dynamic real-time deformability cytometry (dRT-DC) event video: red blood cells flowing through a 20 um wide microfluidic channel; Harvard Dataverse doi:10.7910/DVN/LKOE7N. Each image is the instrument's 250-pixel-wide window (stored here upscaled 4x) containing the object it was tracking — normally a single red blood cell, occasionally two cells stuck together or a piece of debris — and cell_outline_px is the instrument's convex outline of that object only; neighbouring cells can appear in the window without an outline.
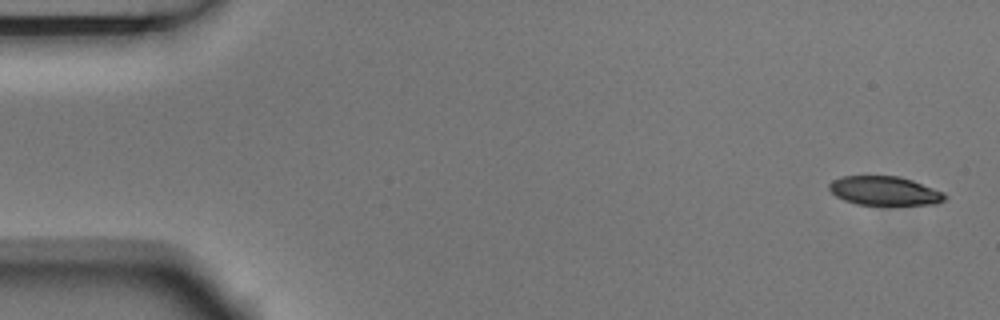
{"species": "Egyptian fruit bat (a non-hibernating species)", "species_latin": "Rousettus aegyptiacus", "temperature_condition": "room temperature", "stored_images_in_passage": 4, "camera_frame_rate_fps": 3000, "um_per_image_px": 0.085, "animal": {"sex": "male"}, "frame": {"image": 1, "passage_image": 1, "time_ms": 0.0, "image_size_px": [1000, 320], "cell_outline_px": [[948, 196], [944, 200], [936, 204], [856, 204], [844, 200], [836, 196], [828, 188], [828, 184], [832, 180], [844, 176], [900, 176], [912, 180], [944, 192]], "centroid_in_image_um": [75.18, 16.21], "position_along_channel_um": 9.8, "area_um2": 19.42}}
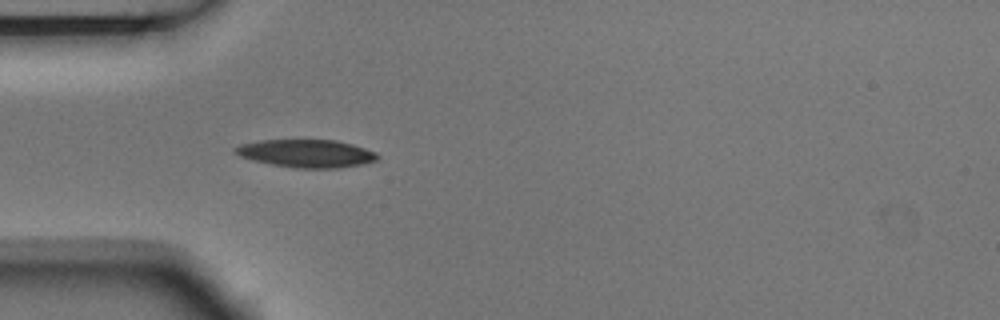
{"frame": {"image": 2, "passage_image": 4, "time_ms": 1.0, "image_size_px": [1000, 320], "cell_outline_px": [[380, 156], [376, 160], [364, 164], [340, 168], [296, 168], [272, 164], [240, 156], [232, 148], [240, 144], [260, 140], [336, 140], [352, 144], [376, 152]], "centroid_in_image_um": [26.08, 13.04], "position_along_channel_um": 58.9, "area_um2": 23.0}}